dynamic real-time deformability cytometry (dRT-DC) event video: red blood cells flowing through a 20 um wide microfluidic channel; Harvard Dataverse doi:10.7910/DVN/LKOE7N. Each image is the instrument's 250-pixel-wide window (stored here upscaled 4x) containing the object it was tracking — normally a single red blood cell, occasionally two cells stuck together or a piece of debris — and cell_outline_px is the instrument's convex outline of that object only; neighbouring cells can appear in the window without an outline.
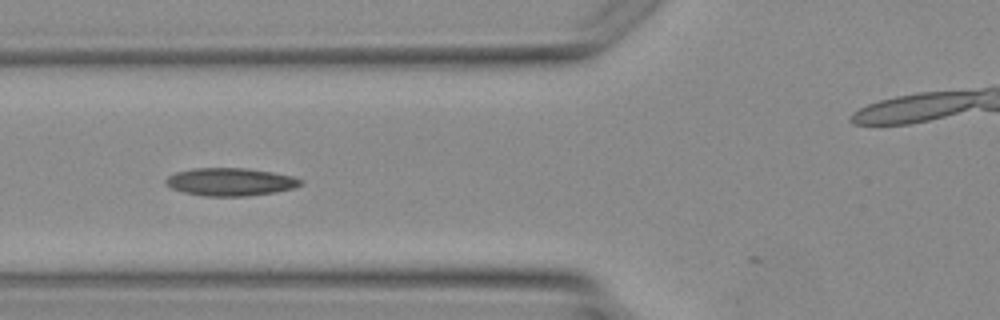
{"species": "Egyptian fruit bat (a non-hibernating species)", "species_latin": "Rousettus aegyptiacus", "temperature_condition": "warm", "stored_images_in_passage": 4, "segment_of_instrument_passage": [1, 2], "camera_frame_rate_fps": 3000, "um_per_image_px": 0.085, "animal": {"sex": "female"}, "frame": {"image": 1, "passage_image": 3, "time_ms": 3.333, "image_size_px": [1000, 320], "cell_outline_px": [[304, 184], [292, 188], [272, 192], [244, 196], [208, 196], [184, 192], [172, 188], [164, 184], [164, 180], [168, 176], [176, 172], [192, 168], [244, 168], [272, 172], [292, 176], [304, 180]], "centroid_in_image_um": [19.56, 15.45], "position_along_channel_um": 106.2, "area_um2": 21.73}}